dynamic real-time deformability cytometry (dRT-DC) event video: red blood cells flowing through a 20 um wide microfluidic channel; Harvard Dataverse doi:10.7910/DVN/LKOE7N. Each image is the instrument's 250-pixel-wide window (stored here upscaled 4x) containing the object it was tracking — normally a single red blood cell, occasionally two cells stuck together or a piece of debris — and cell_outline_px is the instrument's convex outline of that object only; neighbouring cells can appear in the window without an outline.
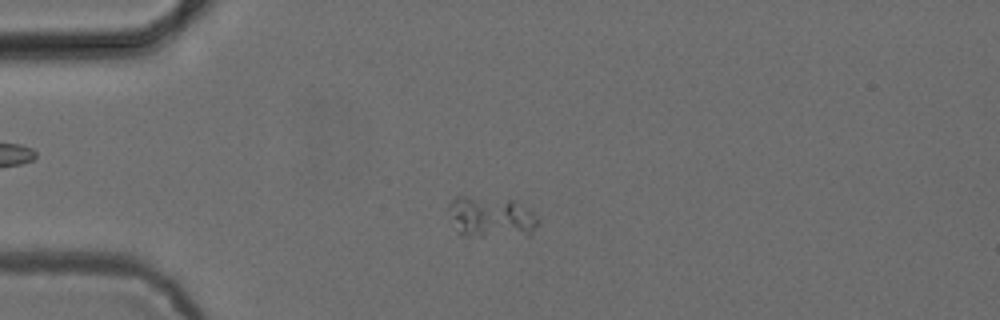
{"species": "common noctule bat (a hibernating species)", "species_latin": "Nyctalus noctula", "temperature_condition": "cold", "stored_images_in_passage": 51, "camera_frame_rate_fps": 3000, "um_per_image_px": 0.085, "animal": {"sex": "female", "body_mass_g": 24.6, "forearm_length_mm": 56.2}, "frame": {"image": 1, "passage_image": 11, "time_ms": 3.333, "image_size_px": [1000, 320], "cell_outline_px": [[540, 220], [532, 232], [528, 236], [460, 236], [456, 232], [448, 208], [448, 204], [456, 196], [464, 196], [512, 200], [532, 212]], "centroid_in_image_um": [41.72, 18.47], "position_along_channel_um": 43.3, "area_um2": 21.44}}
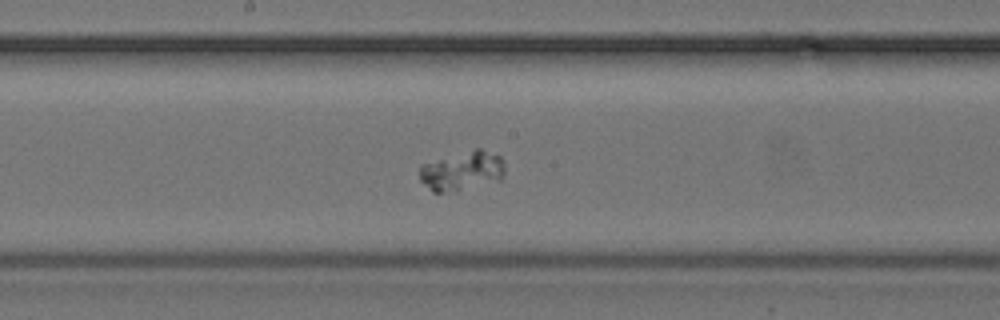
{"frame": {"image": 2, "passage_image": 26, "time_ms": 8.333, "image_size_px": [1000, 320], "cell_outline_px": [[504, 176], [500, 180], [448, 192], [432, 192], [420, 180], [420, 164], [476, 148], [480, 148], [500, 156], [504, 160]], "centroid_in_image_um": [39.28, 14.51], "position_along_channel_um": 208.9, "area_um2": 19.42}}
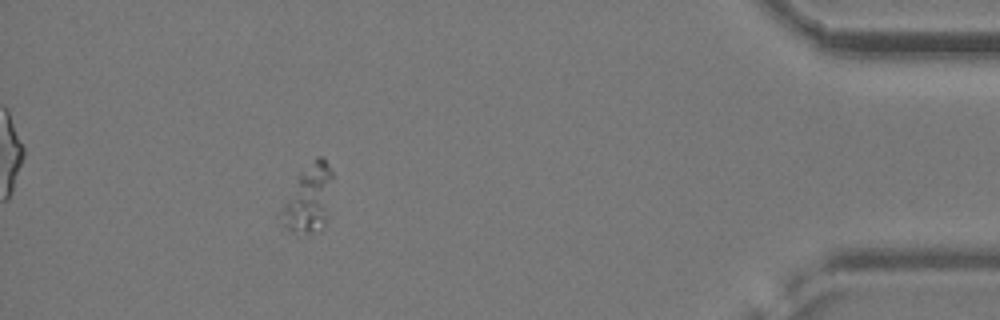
{"frame": {"image": 3, "passage_image": 46, "time_ms": 15.0, "image_size_px": [1000, 320], "cell_outline_px": [[332, 176], [324, 224], [320, 228], [308, 232], [292, 232], [284, 228], [280, 224], [284, 204], [300, 172], [316, 156], [324, 156], [332, 172]], "centroid_in_image_um": [26.21, 16.84], "position_along_channel_um": 409.0, "area_um2": 19.31}}